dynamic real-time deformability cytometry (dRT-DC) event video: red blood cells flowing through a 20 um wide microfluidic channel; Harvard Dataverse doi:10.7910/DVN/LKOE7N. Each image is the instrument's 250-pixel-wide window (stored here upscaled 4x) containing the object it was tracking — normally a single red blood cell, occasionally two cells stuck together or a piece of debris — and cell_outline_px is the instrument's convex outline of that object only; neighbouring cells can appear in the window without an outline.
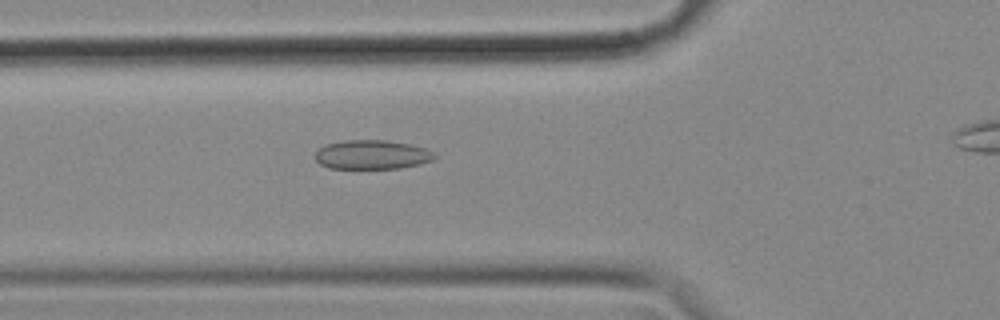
{"species": "common noctule bat (a hibernating species)", "species_latin": "Nyctalus noctula", "temperature_condition": "cold", "stored_images_in_passage": 39, "camera_frame_rate_fps": 3000, "um_per_image_px": 0.085, "animal": {"sex": "female", "body_mass_g": 18.4}, "frame": {"image": 1, "passage_image": 10, "time_ms": 3.0, "image_size_px": [1000, 320], "cell_outline_px": [[436, 156], [432, 160], [420, 164], [400, 168], [328, 168], [320, 164], [316, 160], [316, 152], [320, 148], [328, 144], [344, 140], [384, 140], [408, 144], [428, 148]], "centroid_in_image_um": [31.63, 13.15], "position_along_channel_um": 94.2, "area_um2": 20.11}}
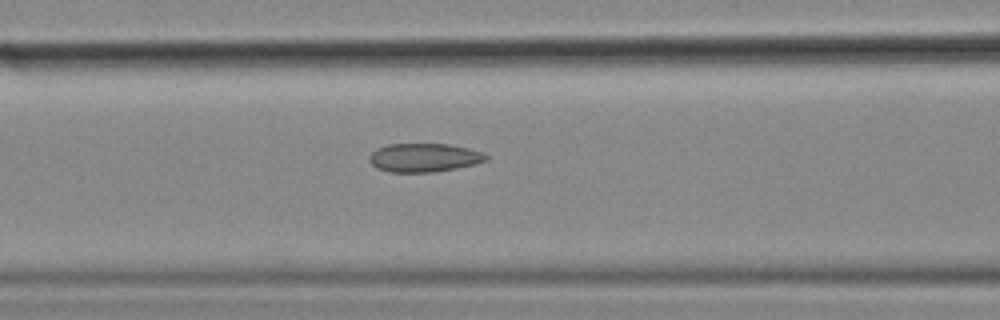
{"frame": {"image": 2, "passage_image": 13, "time_ms": 4.0, "image_size_px": [1000, 320], "cell_outline_px": [[488, 160], [456, 168], [432, 172], [388, 172], [376, 168], [368, 160], [368, 156], [376, 148], [388, 144], [448, 144], [468, 148], [484, 152], [488, 156]], "centroid_in_image_um": [36.01, 13.39], "position_along_channel_um": 130.6, "area_um2": 19.54}}
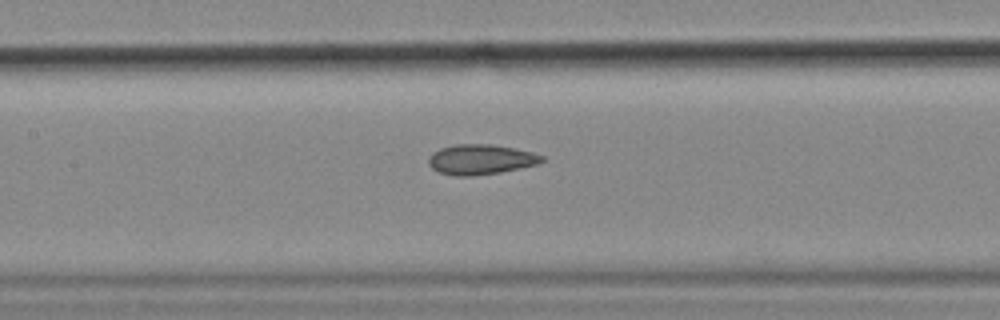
{"frame": {"image": 3, "passage_image": 16, "time_ms": 5.0, "image_size_px": [1000, 320], "cell_outline_px": [[544, 160], [536, 164], [520, 168], [500, 172], [472, 176], [456, 176], [440, 172], [432, 168], [428, 164], [428, 160], [432, 152], [440, 148], [456, 144], [492, 144], [516, 148], [532, 152], [544, 156]], "centroid_in_image_um": [40.85, 13.54], "position_along_channel_um": 166.5, "area_um2": 19.88}}